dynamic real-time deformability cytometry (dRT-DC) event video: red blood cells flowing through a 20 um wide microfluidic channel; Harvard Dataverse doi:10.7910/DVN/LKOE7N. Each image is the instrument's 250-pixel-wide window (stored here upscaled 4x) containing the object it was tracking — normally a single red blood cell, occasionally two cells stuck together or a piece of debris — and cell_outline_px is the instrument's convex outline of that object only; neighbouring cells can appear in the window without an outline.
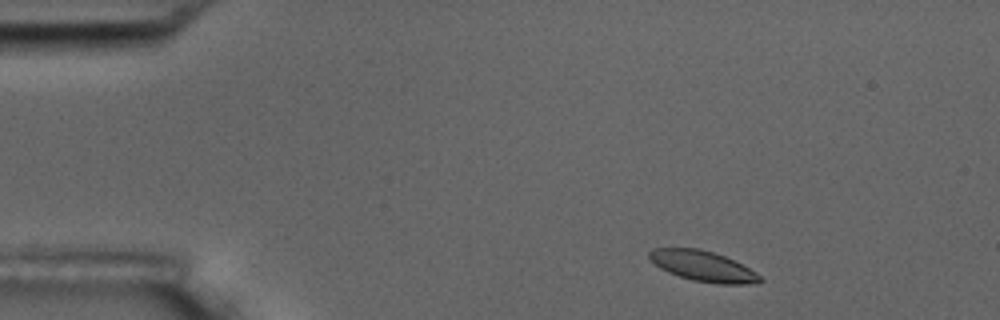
{"species": "common noctule bat (a hibernating species)", "species_latin": "Nyctalus noctula", "temperature_condition": "room temperature", "stored_images_in_passage": 7, "camera_frame_rate_fps": 3000, "um_per_image_px": 0.085, "animal": {"sex": "male", "body_mass_g": 17.5, "forearm_length_mm": 52.3}, "frame": {"image": 1, "passage_image": 1, "time_ms": 0.0, "image_size_px": [1000, 320], "cell_outline_px": [[764, 280], [760, 284], [716, 284], [692, 280], [668, 272], [660, 268], [648, 260], [648, 252], [652, 248], [700, 248], [724, 256], [756, 272]], "centroid_in_image_um": [59.73, 22.63], "position_along_channel_um": 25.3, "area_um2": 19.77}}
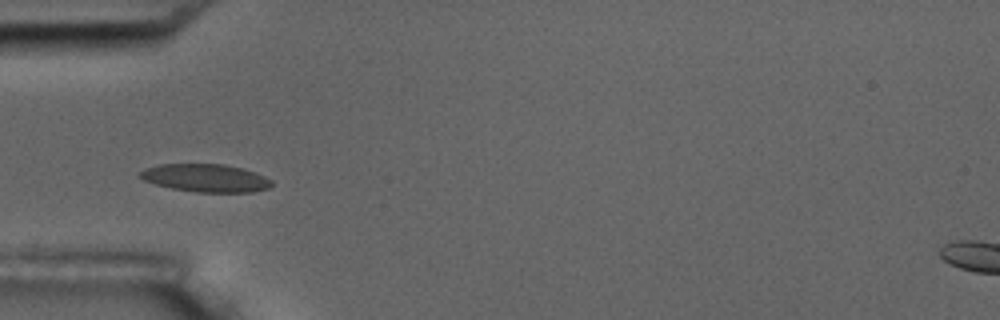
{"frame": {"image": 2, "passage_image": 4, "time_ms": 3.333, "image_size_px": [1000, 320], "cell_outline_px": [[272, 184], [268, 188], [252, 192], [196, 192], [172, 188], [156, 184], [144, 180], [136, 176], [144, 168], [160, 164], [224, 164], [244, 168], [264, 176], [272, 180]], "centroid_in_image_um": [17.47, 15.12], "position_along_channel_um": 67.5, "area_um2": 21.44}}
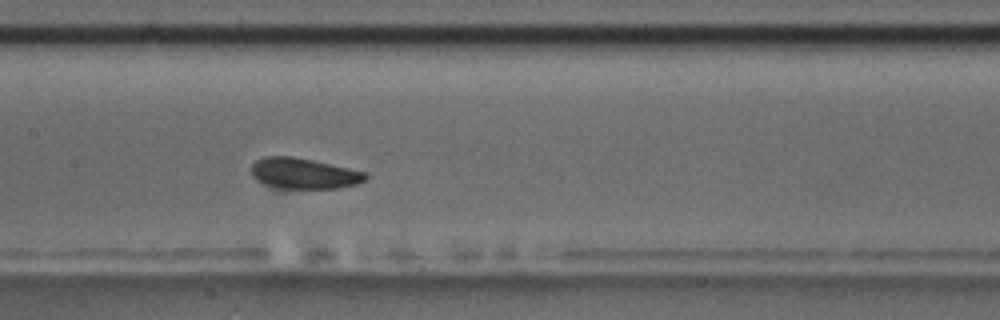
{"frame": {"image": 3, "passage_image": 7, "time_ms": 6.667, "image_size_px": [1000, 320], "cell_outline_px": [[368, 176], [364, 180], [356, 184], [336, 188], [276, 188], [256, 180], [252, 176], [248, 168], [256, 160], [264, 156], [292, 156], [312, 160], [368, 172]], "centroid_in_image_um": [25.78, 14.73], "position_along_channel_um": 181.6, "area_um2": 20.58}}